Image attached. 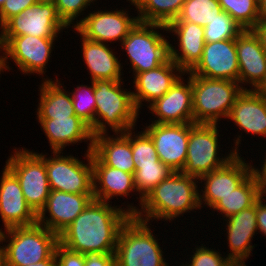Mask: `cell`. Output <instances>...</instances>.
<instances>
[{
    "instance_id": "cell-29",
    "label": "cell",
    "mask_w": 266,
    "mask_h": 266,
    "mask_svg": "<svg viewBox=\"0 0 266 266\" xmlns=\"http://www.w3.org/2000/svg\"><path fill=\"white\" fill-rule=\"evenodd\" d=\"M59 78L43 80L39 85V102L37 105L36 119H56L76 116L70 90L63 86ZM65 88V89H64Z\"/></svg>"
},
{
    "instance_id": "cell-8",
    "label": "cell",
    "mask_w": 266,
    "mask_h": 266,
    "mask_svg": "<svg viewBox=\"0 0 266 266\" xmlns=\"http://www.w3.org/2000/svg\"><path fill=\"white\" fill-rule=\"evenodd\" d=\"M160 29V30H159ZM167 27L162 24L138 21L128 36L121 42V49L129 58L131 71L137 73L148 71L164 64L170 58V41L164 34Z\"/></svg>"
},
{
    "instance_id": "cell-18",
    "label": "cell",
    "mask_w": 266,
    "mask_h": 266,
    "mask_svg": "<svg viewBox=\"0 0 266 266\" xmlns=\"http://www.w3.org/2000/svg\"><path fill=\"white\" fill-rule=\"evenodd\" d=\"M184 79L185 77L181 76L161 98L148 107L152 116H155L150 122L160 124L193 123L191 79L189 77Z\"/></svg>"
},
{
    "instance_id": "cell-53",
    "label": "cell",
    "mask_w": 266,
    "mask_h": 266,
    "mask_svg": "<svg viewBox=\"0 0 266 266\" xmlns=\"http://www.w3.org/2000/svg\"><path fill=\"white\" fill-rule=\"evenodd\" d=\"M137 0H128V3L131 2V3H135Z\"/></svg>"
},
{
    "instance_id": "cell-7",
    "label": "cell",
    "mask_w": 266,
    "mask_h": 266,
    "mask_svg": "<svg viewBox=\"0 0 266 266\" xmlns=\"http://www.w3.org/2000/svg\"><path fill=\"white\" fill-rule=\"evenodd\" d=\"M151 224L131 216L122 226L115 249L116 266H169Z\"/></svg>"
},
{
    "instance_id": "cell-27",
    "label": "cell",
    "mask_w": 266,
    "mask_h": 266,
    "mask_svg": "<svg viewBox=\"0 0 266 266\" xmlns=\"http://www.w3.org/2000/svg\"><path fill=\"white\" fill-rule=\"evenodd\" d=\"M227 120L247 136L266 138V99L255 90H243L236 98Z\"/></svg>"
},
{
    "instance_id": "cell-12",
    "label": "cell",
    "mask_w": 266,
    "mask_h": 266,
    "mask_svg": "<svg viewBox=\"0 0 266 266\" xmlns=\"http://www.w3.org/2000/svg\"><path fill=\"white\" fill-rule=\"evenodd\" d=\"M67 28L58 16L55 3L38 1L10 18L0 28V36L58 37Z\"/></svg>"
},
{
    "instance_id": "cell-3",
    "label": "cell",
    "mask_w": 266,
    "mask_h": 266,
    "mask_svg": "<svg viewBox=\"0 0 266 266\" xmlns=\"http://www.w3.org/2000/svg\"><path fill=\"white\" fill-rule=\"evenodd\" d=\"M93 83L96 110L92 136L109 133L108 130L125 133L135 128L140 113L134 105L132 91L123 87L125 82L95 80Z\"/></svg>"
},
{
    "instance_id": "cell-40",
    "label": "cell",
    "mask_w": 266,
    "mask_h": 266,
    "mask_svg": "<svg viewBox=\"0 0 266 266\" xmlns=\"http://www.w3.org/2000/svg\"><path fill=\"white\" fill-rule=\"evenodd\" d=\"M39 0H6L0 8V28L13 16L31 7Z\"/></svg>"
},
{
    "instance_id": "cell-2",
    "label": "cell",
    "mask_w": 266,
    "mask_h": 266,
    "mask_svg": "<svg viewBox=\"0 0 266 266\" xmlns=\"http://www.w3.org/2000/svg\"><path fill=\"white\" fill-rule=\"evenodd\" d=\"M197 183L198 178L173 171L145 196L134 217L148 223L154 220L168 223L191 211L201 210Z\"/></svg>"
},
{
    "instance_id": "cell-6",
    "label": "cell",
    "mask_w": 266,
    "mask_h": 266,
    "mask_svg": "<svg viewBox=\"0 0 266 266\" xmlns=\"http://www.w3.org/2000/svg\"><path fill=\"white\" fill-rule=\"evenodd\" d=\"M219 127L218 124L189 123L187 158L182 170L183 174L192 175L199 179L201 176L224 166L235 154H240L238 147L242 144L241 139L244 137L242 133L237 134V138L233 139L232 150L225 152L228 153L225 154L226 156H220Z\"/></svg>"
},
{
    "instance_id": "cell-1",
    "label": "cell",
    "mask_w": 266,
    "mask_h": 266,
    "mask_svg": "<svg viewBox=\"0 0 266 266\" xmlns=\"http://www.w3.org/2000/svg\"><path fill=\"white\" fill-rule=\"evenodd\" d=\"M125 203L112 206L111 203L92 199L59 235V243L82 254L93 251L115 253L122 226L140 210L133 202L129 205ZM124 205L125 208L122 207Z\"/></svg>"
},
{
    "instance_id": "cell-44",
    "label": "cell",
    "mask_w": 266,
    "mask_h": 266,
    "mask_svg": "<svg viewBox=\"0 0 266 266\" xmlns=\"http://www.w3.org/2000/svg\"><path fill=\"white\" fill-rule=\"evenodd\" d=\"M266 152V150H265ZM265 155L264 160H260L261 161V166L256 167L255 165H252V172L254 173L256 180L258 181V183L260 184L263 192L266 194V153H264Z\"/></svg>"
},
{
    "instance_id": "cell-38",
    "label": "cell",
    "mask_w": 266,
    "mask_h": 266,
    "mask_svg": "<svg viewBox=\"0 0 266 266\" xmlns=\"http://www.w3.org/2000/svg\"><path fill=\"white\" fill-rule=\"evenodd\" d=\"M95 0H57L55 7L58 16L63 23L69 28H75L79 24L78 17L81 15L84 17L86 9H91V5L94 6ZM92 3V4H91ZM85 10V11H84ZM84 11V12H82ZM73 24V25H72ZM71 25V26H70Z\"/></svg>"
},
{
    "instance_id": "cell-42",
    "label": "cell",
    "mask_w": 266,
    "mask_h": 266,
    "mask_svg": "<svg viewBox=\"0 0 266 266\" xmlns=\"http://www.w3.org/2000/svg\"><path fill=\"white\" fill-rule=\"evenodd\" d=\"M84 266H116L115 253L87 252Z\"/></svg>"
},
{
    "instance_id": "cell-35",
    "label": "cell",
    "mask_w": 266,
    "mask_h": 266,
    "mask_svg": "<svg viewBox=\"0 0 266 266\" xmlns=\"http://www.w3.org/2000/svg\"><path fill=\"white\" fill-rule=\"evenodd\" d=\"M91 85L85 84L76 85L70 92L75 115L84 121L90 129L95 126V110L96 102L94 98V83L90 81Z\"/></svg>"
},
{
    "instance_id": "cell-54",
    "label": "cell",
    "mask_w": 266,
    "mask_h": 266,
    "mask_svg": "<svg viewBox=\"0 0 266 266\" xmlns=\"http://www.w3.org/2000/svg\"><path fill=\"white\" fill-rule=\"evenodd\" d=\"M181 264H182V265H181ZM181 264H180L179 266H187V265H186L185 263H183V262H182Z\"/></svg>"
},
{
    "instance_id": "cell-30",
    "label": "cell",
    "mask_w": 266,
    "mask_h": 266,
    "mask_svg": "<svg viewBox=\"0 0 266 266\" xmlns=\"http://www.w3.org/2000/svg\"><path fill=\"white\" fill-rule=\"evenodd\" d=\"M265 194L252 172L235 190L221 198L212 208L223 219L254 205Z\"/></svg>"
},
{
    "instance_id": "cell-34",
    "label": "cell",
    "mask_w": 266,
    "mask_h": 266,
    "mask_svg": "<svg viewBox=\"0 0 266 266\" xmlns=\"http://www.w3.org/2000/svg\"><path fill=\"white\" fill-rule=\"evenodd\" d=\"M226 11L245 30L253 29L259 22V0H218Z\"/></svg>"
},
{
    "instance_id": "cell-37",
    "label": "cell",
    "mask_w": 266,
    "mask_h": 266,
    "mask_svg": "<svg viewBox=\"0 0 266 266\" xmlns=\"http://www.w3.org/2000/svg\"><path fill=\"white\" fill-rule=\"evenodd\" d=\"M131 149L134 165L159 161L154 143L144 130L136 133L135 128L131 129Z\"/></svg>"
},
{
    "instance_id": "cell-10",
    "label": "cell",
    "mask_w": 266,
    "mask_h": 266,
    "mask_svg": "<svg viewBox=\"0 0 266 266\" xmlns=\"http://www.w3.org/2000/svg\"><path fill=\"white\" fill-rule=\"evenodd\" d=\"M58 37H36L32 35L23 36H0V48L4 56L5 72L13 67L9 66L10 60L15 63L22 75H42L47 72L48 61L51 59L52 51ZM53 49V50H52ZM10 59V60H9ZM9 60V61H8Z\"/></svg>"
},
{
    "instance_id": "cell-41",
    "label": "cell",
    "mask_w": 266,
    "mask_h": 266,
    "mask_svg": "<svg viewBox=\"0 0 266 266\" xmlns=\"http://www.w3.org/2000/svg\"><path fill=\"white\" fill-rule=\"evenodd\" d=\"M56 266H84L85 254L75 252L60 243L55 249Z\"/></svg>"
},
{
    "instance_id": "cell-15",
    "label": "cell",
    "mask_w": 266,
    "mask_h": 266,
    "mask_svg": "<svg viewBox=\"0 0 266 266\" xmlns=\"http://www.w3.org/2000/svg\"><path fill=\"white\" fill-rule=\"evenodd\" d=\"M141 129L152 139L159 160L174 172H182L187 158L189 123L160 124L149 122L147 126Z\"/></svg>"
},
{
    "instance_id": "cell-16",
    "label": "cell",
    "mask_w": 266,
    "mask_h": 266,
    "mask_svg": "<svg viewBox=\"0 0 266 266\" xmlns=\"http://www.w3.org/2000/svg\"><path fill=\"white\" fill-rule=\"evenodd\" d=\"M92 199H94L93 194H73L51 190L45 206L37 214V223L59 236ZM46 213H48L47 216Z\"/></svg>"
},
{
    "instance_id": "cell-13",
    "label": "cell",
    "mask_w": 266,
    "mask_h": 266,
    "mask_svg": "<svg viewBox=\"0 0 266 266\" xmlns=\"http://www.w3.org/2000/svg\"><path fill=\"white\" fill-rule=\"evenodd\" d=\"M108 10L88 11V15H85L84 18L81 17L75 29L83 37L92 41L106 44L110 42V46L112 41L113 45L116 41L121 44L139 21L138 16L132 17L128 13V8Z\"/></svg>"
},
{
    "instance_id": "cell-31",
    "label": "cell",
    "mask_w": 266,
    "mask_h": 266,
    "mask_svg": "<svg viewBox=\"0 0 266 266\" xmlns=\"http://www.w3.org/2000/svg\"><path fill=\"white\" fill-rule=\"evenodd\" d=\"M186 0H137L135 6L138 20L167 26L176 20Z\"/></svg>"
},
{
    "instance_id": "cell-22",
    "label": "cell",
    "mask_w": 266,
    "mask_h": 266,
    "mask_svg": "<svg viewBox=\"0 0 266 266\" xmlns=\"http://www.w3.org/2000/svg\"><path fill=\"white\" fill-rule=\"evenodd\" d=\"M236 50L238 82L244 90H248V87L249 90H255L266 76V52L252 29H245L237 36ZM245 84L248 86L245 87Z\"/></svg>"
},
{
    "instance_id": "cell-36",
    "label": "cell",
    "mask_w": 266,
    "mask_h": 266,
    "mask_svg": "<svg viewBox=\"0 0 266 266\" xmlns=\"http://www.w3.org/2000/svg\"><path fill=\"white\" fill-rule=\"evenodd\" d=\"M244 29L226 11L204 27L205 43L236 39Z\"/></svg>"
},
{
    "instance_id": "cell-24",
    "label": "cell",
    "mask_w": 266,
    "mask_h": 266,
    "mask_svg": "<svg viewBox=\"0 0 266 266\" xmlns=\"http://www.w3.org/2000/svg\"><path fill=\"white\" fill-rule=\"evenodd\" d=\"M49 142L50 151H64L65 147L87 142V152L93 149L90 127L77 116L56 119H37Z\"/></svg>"
},
{
    "instance_id": "cell-33",
    "label": "cell",
    "mask_w": 266,
    "mask_h": 266,
    "mask_svg": "<svg viewBox=\"0 0 266 266\" xmlns=\"http://www.w3.org/2000/svg\"><path fill=\"white\" fill-rule=\"evenodd\" d=\"M222 12L218 0H186L176 20L172 22H192L205 27Z\"/></svg>"
},
{
    "instance_id": "cell-5",
    "label": "cell",
    "mask_w": 266,
    "mask_h": 266,
    "mask_svg": "<svg viewBox=\"0 0 266 266\" xmlns=\"http://www.w3.org/2000/svg\"><path fill=\"white\" fill-rule=\"evenodd\" d=\"M185 76L191 79L193 123L196 124H220L221 119L226 120L244 90L236 81L209 79L189 72Z\"/></svg>"
},
{
    "instance_id": "cell-52",
    "label": "cell",
    "mask_w": 266,
    "mask_h": 266,
    "mask_svg": "<svg viewBox=\"0 0 266 266\" xmlns=\"http://www.w3.org/2000/svg\"><path fill=\"white\" fill-rule=\"evenodd\" d=\"M6 0H0V8L2 7V5L4 4Z\"/></svg>"
},
{
    "instance_id": "cell-48",
    "label": "cell",
    "mask_w": 266,
    "mask_h": 266,
    "mask_svg": "<svg viewBox=\"0 0 266 266\" xmlns=\"http://www.w3.org/2000/svg\"><path fill=\"white\" fill-rule=\"evenodd\" d=\"M255 91L266 99V76L264 80L258 85V87L255 89Z\"/></svg>"
},
{
    "instance_id": "cell-26",
    "label": "cell",
    "mask_w": 266,
    "mask_h": 266,
    "mask_svg": "<svg viewBox=\"0 0 266 266\" xmlns=\"http://www.w3.org/2000/svg\"><path fill=\"white\" fill-rule=\"evenodd\" d=\"M93 196L94 199L112 203L111 199L118 196L127 198L130 193L136 195L134 174L123 172L117 168L106 166L92 152Z\"/></svg>"
},
{
    "instance_id": "cell-9",
    "label": "cell",
    "mask_w": 266,
    "mask_h": 266,
    "mask_svg": "<svg viewBox=\"0 0 266 266\" xmlns=\"http://www.w3.org/2000/svg\"><path fill=\"white\" fill-rule=\"evenodd\" d=\"M5 166L17 177L24 199L38 214L45 206L51 191L46 172L45 153L30 151L24 146L17 149L15 147L8 156Z\"/></svg>"
},
{
    "instance_id": "cell-25",
    "label": "cell",
    "mask_w": 266,
    "mask_h": 266,
    "mask_svg": "<svg viewBox=\"0 0 266 266\" xmlns=\"http://www.w3.org/2000/svg\"><path fill=\"white\" fill-rule=\"evenodd\" d=\"M73 31L80 35L82 58L90 75V81L95 80H124L123 65L116 52L109 48L110 44L89 40L83 37L75 28Z\"/></svg>"
},
{
    "instance_id": "cell-46",
    "label": "cell",
    "mask_w": 266,
    "mask_h": 266,
    "mask_svg": "<svg viewBox=\"0 0 266 266\" xmlns=\"http://www.w3.org/2000/svg\"><path fill=\"white\" fill-rule=\"evenodd\" d=\"M23 266H56L55 252L46 260Z\"/></svg>"
},
{
    "instance_id": "cell-21",
    "label": "cell",
    "mask_w": 266,
    "mask_h": 266,
    "mask_svg": "<svg viewBox=\"0 0 266 266\" xmlns=\"http://www.w3.org/2000/svg\"><path fill=\"white\" fill-rule=\"evenodd\" d=\"M166 33L174 36L170 43V59L184 72H190L201 60L205 45L204 27L192 22H170ZM176 36V41H175Z\"/></svg>"
},
{
    "instance_id": "cell-49",
    "label": "cell",
    "mask_w": 266,
    "mask_h": 266,
    "mask_svg": "<svg viewBox=\"0 0 266 266\" xmlns=\"http://www.w3.org/2000/svg\"><path fill=\"white\" fill-rule=\"evenodd\" d=\"M0 75L5 72V67H4V56H3V52L2 49L0 48ZM1 77V76H0Z\"/></svg>"
},
{
    "instance_id": "cell-19",
    "label": "cell",
    "mask_w": 266,
    "mask_h": 266,
    "mask_svg": "<svg viewBox=\"0 0 266 266\" xmlns=\"http://www.w3.org/2000/svg\"><path fill=\"white\" fill-rule=\"evenodd\" d=\"M0 176V216L4 230L37 224V214L24 199L17 177L4 165Z\"/></svg>"
},
{
    "instance_id": "cell-32",
    "label": "cell",
    "mask_w": 266,
    "mask_h": 266,
    "mask_svg": "<svg viewBox=\"0 0 266 266\" xmlns=\"http://www.w3.org/2000/svg\"><path fill=\"white\" fill-rule=\"evenodd\" d=\"M173 170L165 165L161 160L156 163L135 164L134 184L136 187L139 207L141 208L145 196L163 180H165Z\"/></svg>"
},
{
    "instance_id": "cell-20",
    "label": "cell",
    "mask_w": 266,
    "mask_h": 266,
    "mask_svg": "<svg viewBox=\"0 0 266 266\" xmlns=\"http://www.w3.org/2000/svg\"><path fill=\"white\" fill-rule=\"evenodd\" d=\"M184 75L185 73L169 58L157 68L132 76L134 83L132 98L138 112L141 113L140 110H142L144 103L148 108L153 102L161 98Z\"/></svg>"
},
{
    "instance_id": "cell-4",
    "label": "cell",
    "mask_w": 266,
    "mask_h": 266,
    "mask_svg": "<svg viewBox=\"0 0 266 266\" xmlns=\"http://www.w3.org/2000/svg\"><path fill=\"white\" fill-rule=\"evenodd\" d=\"M58 243L59 236L38 223L2 230L1 266H23L46 260L55 252Z\"/></svg>"
},
{
    "instance_id": "cell-50",
    "label": "cell",
    "mask_w": 266,
    "mask_h": 266,
    "mask_svg": "<svg viewBox=\"0 0 266 266\" xmlns=\"http://www.w3.org/2000/svg\"><path fill=\"white\" fill-rule=\"evenodd\" d=\"M229 266H247L245 262H232Z\"/></svg>"
},
{
    "instance_id": "cell-45",
    "label": "cell",
    "mask_w": 266,
    "mask_h": 266,
    "mask_svg": "<svg viewBox=\"0 0 266 266\" xmlns=\"http://www.w3.org/2000/svg\"><path fill=\"white\" fill-rule=\"evenodd\" d=\"M252 30L258 36L261 46L266 52V21L259 22Z\"/></svg>"
},
{
    "instance_id": "cell-43",
    "label": "cell",
    "mask_w": 266,
    "mask_h": 266,
    "mask_svg": "<svg viewBox=\"0 0 266 266\" xmlns=\"http://www.w3.org/2000/svg\"><path fill=\"white\" fill-rule=\"evenodd\" d=\"M266 194L257 201V229L258 233L266 237Z\"/></svg>"
},
{
    "instance_id": "cell-39",
    "label": "cell",
    "mask_w": 266,
    "mask_h": 266,
    "mask_svg": "<svg viewBox=\"0 0 266 266\" xmlns=\"http://www.w3.org/2000/svg\"><path fill=\"white\" fill-rule=\"evenodd\" d=\"M201 245V246H200ZM195 245L193 253L185 262L187 266H229L232 261L226 254H221L220 250L209 248L204 244ZM204 245V246H203Z\"/></svg>"
},
{
    "instance_id": "cell-51",
    "label": "cell",
    "mask_w": 266,
    "mask_h": 266,
    "mask_svg": "<svg viewBox=\"0 0 266 266\" xmlns=\"http://www.w3.org/2000/svg\"><path fill=\"white\" fill-rule=\"evenodd\" d=\"M42 2L55 3L57 0H39Z\"/></svg>"
},
{
    "instance_id": "cell-11",
    "label": "cell",
    "mask_w": 266,
    "mask_h": 266,
    "mask_svg": "<svg viewBox=\"0 0 266 266\" xmlns=\"http://www.w3.org/2000/svg\"><path fill=\"white\" fill-rule=\"evenodd\" d=\"M45 153L46 172L50 190L73 194H93L92 151L85 152V160L63 151ZM62 154V155H61ZM48 157H47V156Z\"/></svg>"
},
{
    "instance_id": "cell-17",
    "label": "cell",
    "mask_w": 266,
    "mask_h": 266,
    "mask_svg": "<svg viewBox=\"0 0 266 266\" xmlns=\"http://www.w3.org/2000/svg\"><path fill=\"white\" fill-rule=\"evenodd\" d=\"M189 73L209 79L238 82L236 39L205 43L201 60Z\"/></svg>"
},
{
    "instance_id": "cell-14",
    "label": "cell",
    "mask_w": 266,
    "mask_h": 266,
    "mask_svg": "<svg viewBox=\"0 0 266 266\" xmlns=\"http://www.w3.org/2000/svg\"><path fill=\"white\" fill-rule=\"evenodd\" d=\"M241 156V154H235L224 166L199 178L198 184H201L199 187H203L199 190L201 209L206 206L211 209L221 198L235 190L252 173V160L248 163Z\"/></svg>"
},
{
    "instance_id": "cell-47",
    "label": "cell",
    "mask_w": 266,
    "mask_h": 266,
    "mask_svg": "<svg viewBox=\"0 0 266 266\" xmlns=\"http://www.w3.org/2000/svg\"><path fill=\"white\" fill-rule=\"evenodd\" d=\"M259 18L260 22L266 21V0H259Z\"/></svg>"
},
{
    "instance_id": "cell-28",
    "label": "cell",
    "mask_w": 266,
    "mask_h": 266,
    "mask_svg": "<svg viewBox=\"0 0 266 266\" xmlns=\"http://www.w3.org/2000/svg\"><path fill=\"white\" fill-rule=\"evenodd\" d=\"M92 152L106 165L126 173H135L131 149V129L125 133L93 136Z\"/></svg>"
},
{
    "instance_id": "cell-23",
    "label": "cell",
    "mask_w": 266,
    "mask_h": 266,
    "mask_svg": "<svg viewBox=\"0 0 266 266\" xmlns=\"http://www.w3.org/2000/svg\"><path fill=\"white\" fill-rule=\"evenodd\" d=\"M257 202L242 210L239 213L231 215L223 220L226 230V240L229 248L227 257L232 262H245L250 258L251 252L255 248L252 240L255 234H258L257 229ZM226 221V222H225Z\"/></svg>"
}]
</instances>
